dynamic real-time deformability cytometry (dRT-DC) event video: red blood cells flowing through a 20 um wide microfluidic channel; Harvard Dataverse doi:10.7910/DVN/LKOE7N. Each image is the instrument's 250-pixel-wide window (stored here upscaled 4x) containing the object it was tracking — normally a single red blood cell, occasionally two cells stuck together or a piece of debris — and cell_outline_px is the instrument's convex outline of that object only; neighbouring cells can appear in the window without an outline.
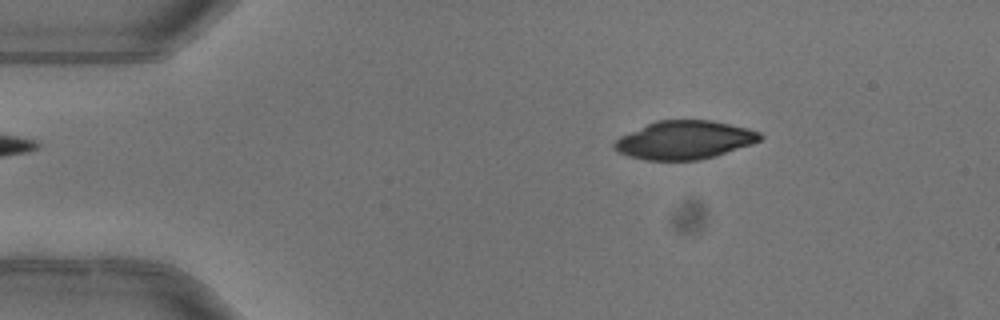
{"species": "common noctule bat (a hibernating species)", "species_latin": "Nyctalus noctula", "temperature_condition": "warm", "stored_images_in_passage": 3, "camera_frame_rate_fps": 3000, "um_per_image_px": 0.085, "animal": {"sex": "female"}, "frame": {"image": 1, "passage_image": 2, "time_ms": 0.333, "image_size_px": [1000, 320], "cell_outline_px": [[764, 136], [760, 140], [752, 144], [716, 156], [700, 160], [644, 160], [628, 156], [616, 152], [612, 148], [612, 144], [620, 136], [656, 120], [712, 120], [748, 128], [760, 132]], "centroid_in_image_um": [58.17, 11.9], "position_along_channel_um": 26.8, "area_um2": 32.83}}